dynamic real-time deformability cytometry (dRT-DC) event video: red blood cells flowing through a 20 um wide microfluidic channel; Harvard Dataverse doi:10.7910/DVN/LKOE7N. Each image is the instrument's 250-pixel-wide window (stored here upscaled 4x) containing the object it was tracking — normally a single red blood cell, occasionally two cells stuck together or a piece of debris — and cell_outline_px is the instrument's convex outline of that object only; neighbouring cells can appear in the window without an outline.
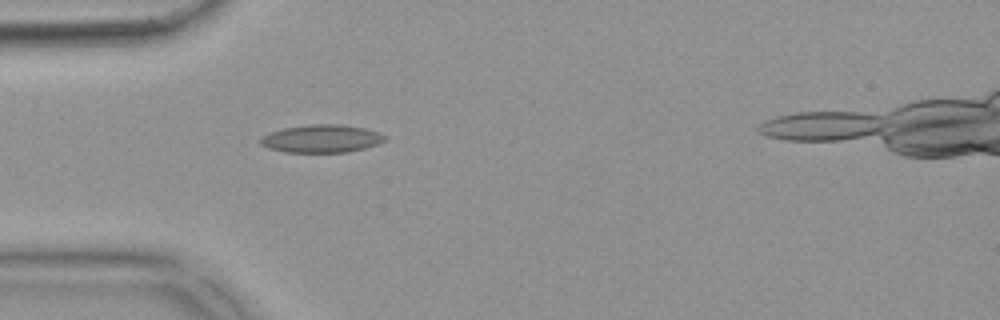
{"species": "common noctule bat (a hibernating species)", "species_latin": "Nyctalus noctula", "temperature_condition": "warm", "stored_images_in_passage": 51, "camera_frame_rate_fps": 3000, "um_per_image_px": 0.085, "animal": {"sex": "female", "body_mass_g": 18.4}, "frame": {"image": 1, "passage_image": 15, "time_ms": 4.667, "image_size_px": [1000, 320], "cell_outline_px": [[388, 140], [364, 148], [348, 152], [284, 152], [268, 148], [260, 144], [260, 136], [284, 128], [312, 124], [340, 124], [364, 128], [380, 132], [388, 136]], "centroid_in_image_um": [27.36, 11.78], "position_along_channel_um": 57.6, "area_um2": 20.29}}
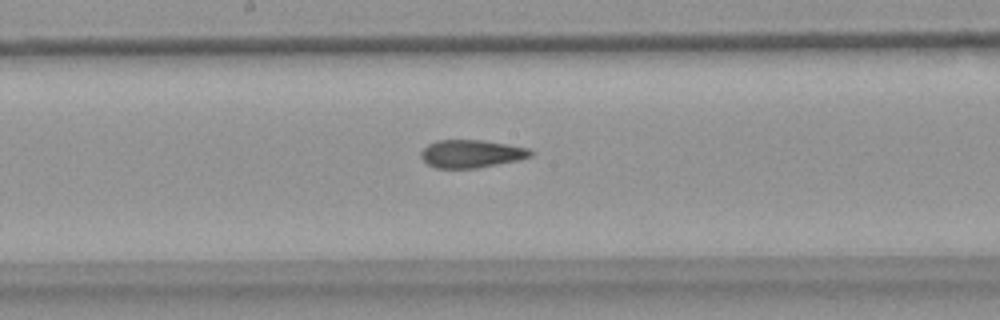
{"frame": {"image": 2, "passage_image": 27, "time_ms": 8.667, "image_size_px": [1000, 320], "cell_outline_px": [[536, 152], [532, 156], [520, 160], [476, 168], [436, 168], [428, 164], [420, 156], [420, 152], [428, 144], [436, 140], [484, 140], [528, 148]], "centroid_in_image_um": [40.09, 13.06], "position_along_channel_um": 208.1, "area_um2": 17.92}}
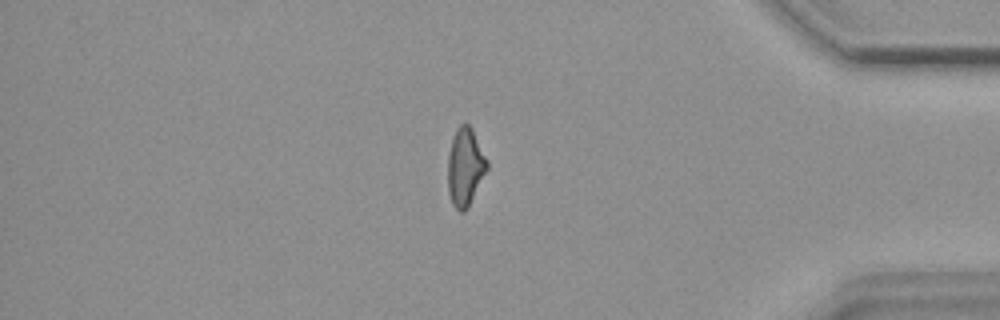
{"frame": {"image": 3, "passage_image": 44, "time_ms": 14.333, "image_size_px": [1000, 320], "cell_outline_px": [[488, 168], [468, 208], [464, 212], [460, 212], [452, 204], [448, 192], [448, 156], [452, 136], [456, 128], [460, 124], [468, 124], [472, 128], [488, 160]], "centroid_in_image_um": [39.54, 14.19], "position_along_channel_um": 395.7, "area_um2": 17.98}, "authors_computed_cell_mechanics": {"area_um2": 18.496, "velocity_mm_per_s": 3.8598, "shape_relaxation_time_tau1_ms": null, "shape_relaxation_time_tau2_ms": 2.661, "deformation_change_tau1": null, "deformation_change_tau2": 0.109}}